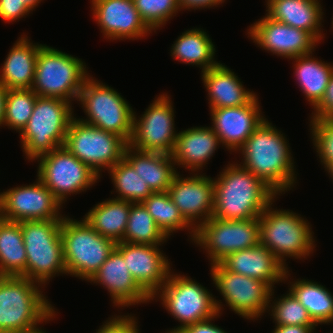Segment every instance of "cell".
I'll use <instances>...</instances> for the list:
<instances>
[{
  "instance_id": "obj_1",
  "label": "cell",
  "mask_w": 333,
  "mask_h": 333,
  "mask_svg": "<svg viewBox=\"0 0 333 333\" xmlns=\"http://www.w3.org/2000/svg\"><path fill=\"white\" fill-rule=\"evenodd\" d=\"M285 138L282 131L265 119L238 150L243 156L240 165L278 195L291 190L297 180L295 162Z\"/></svg>"
},
{
  "instance_id": "obj_2",
  "label": "cell",
  "mask_w": 333,
  "mask_h": 333,
  "mask_svg": "<svg viewBox=\"0 0 333 333\" xmlns=\"http://www.w3.org/2000/svg\"><path fill=\"white\" fill-rule=\"evenodd\" d=\"M214 178L212 217L222 220H246L260 217L278 194L262 179L238 163H229Z\"/></svg>"
},
{
  "instance_id": "obj_3",
  "label": "cell",
  "mask_w": 333,
  "mask_h": 333,
  "mask_svg": "<svg viewBox=\"0 0 333 333\" xmlns=\"http://www.w3.org/2000/svg\"><path fill=\"white\" fill-rule=\"evenodd\" d=\"M23 276H0V333H32L56 316V309L39 288Z\"/></svg>"
},
{
  "instance_id": "obj_4",
  "label": "cell",
  "mask_w": 333,
  "mask_h": 333,
  "mask_svg": "<svg viewBox=\"0 0 333 333\" xmlns=\"http://www.w3.org/2000/svg\"><path fill=\"white\" fill-rule=\"evenodd\" d=\"M72 102L57 97L37 96L27 125L20 132L26 159L38 157L63 146L73 117Z\"/></svg>"
},
{
  "instance_id": "obj_5",
  "label": "cell",
  "mask_w": 333,
  "mask_h": 333,
  "mask_svg": "<svg viewBox=\"0 0 333 333\" xmlns=\"http://www.w3.org/2000/svg\"><path fill=\"white\" fill-rule=\"evenodd\" d=\"M272 204L259 217L260 244L285 267V257L306 259L315 248L314 233L308 220L293 211L272 209Z\"/></svg>"
},
{
  "instance_id": "obj_6",
  "label": "cell",
  "mask_w": 333,
  "mask_h": 333,
  "mask_svg": "<svg viewBox=\"0 0 333 333\" xmlns=\"http://www.w3.org/2000/svg\"><path fill=\"white\" fill-rule=\"evenodd\" d=\"M88 77L82 59L44 44L39 48L31 89L41 97H57L71 102L78 99Z\"/></svg>"
},
{
  "instance_id": "obj_7",
  "label": "cell",
  "mask_w": 333,
  "mask_h": 333,
  "mask_svg": "<svg viewBox=\"0 0 333 333\" xmlns=\"http://www.w3.org/2000/svg\"><path fill=\"white\" fill-rule=\"evenodd\" d=\"M62 220L21 222L26 249V277L45 287L54 276L67 274L61 238Z\"/></svg>"
},
{
  "instance_id": "obj_8",
  "label": "cell",
  "mask_w": 333,
  "mask_h": 333,
  "mask_svg": "<svg viewBox=\"0 0 333 333\" xmlns=\"http://www.w3.org/2000/svg\"><path fill=\"white\" fill-rule=\"evenodd\" d=\"M67 275L88 281L107 260L116 243L97 233L83 218L64 216L61 224Z\"/></svg>"
},
{
  "instance_id": "obj_9",
  "label": "cell",
  "mask_w": 333,
  "mask_h": 333,
  "mask_svg": "<svg viewBox=\"0 0 333 333\" xmlns=\"http://www.w3.org/2000/svg\"><path fill=\"white\" fill-rule=\"evenodd\" d=\"M193 280L170 272L167 281L151 297V300L156 297L160 299L168 313L181 323L172 330H182L187 325L210 319L222 312L221 300L215 299L206 287Z\"/></svg>"
},
{
  "instance_id": "obj_10",
  "label": "cell",
  "mask_w": 333,
  "mask_h": 333,
  "mask_svg": "<svg viewBox=\"0 0 333 333\" xmlns=\"http://www.w3.org/2000/svg\"><path fill=\"white\" fill-rule=\"evenodd\" d=\"M77 101L81 103L86 119H79L102 130L121 136L127 143L133 133L134 110L111 86L89 76L80 90Z\"/></svg>"
},
{
  "instance_id": "obj_11",
  "label": "cell",
  "mask_w": 333,
  "mask_h": 333,
  "mask_svg": "<svg viewBox=\"0 0 333 333\" xmlns=\"http://www.w3.org/2000/svg\"><path fill=\"white\" fill-rule=\"evenodd\" d=\"M128 143L119 135L73 117L63 146L101 176L124 157Z\"/></svg>"
},
{
  "instance_id": "obj_12",
  "label": "cell",
  "mask_w": 333,
  "mask_h": 333,
  "mask_svg": "<svg viewBox=\"0 0 333 333\" xmlns=\"http://www.w3.org/2000/svg\"><path fill=\"white\" fill-rule=\"evenodd\" d=\"M37 159L39 163L37 177L61 204L67 201V196L86 191L101 178L64 146Z\"/></svg>"
},
{
  "instance_id": "obj_13",
  "label": "cell",
  "mask_w": 333,
  "mask_h": 333,
  "mask_svg": "<svg viewBox=\"0 0 333 333\" xmlns=\"http://www.w3.org/2000/svg\"><path fill=\"white\" fill-rule=\"evenodd\" d=\"M194 244L205 249L210 264L228 254L255 247L260 243L259 217L246 220H222L211 217L195 228Z\"/></svg>"
},
{
  "instance_id": "obj_14",
  "label": "cell",
  "mask_w": 333,
  "mask_h": 333,
  "mask_svg": "<svg viewBox=\"0 0 333 333\" xmlns=\"http://www.w3.org/2000/svg\"><path fill=\"white\" fill-rule=\"evenodd\" d=\"M210 274L233 312L248 320L261 318L267 312L273 290L267 283L231 272L220 262L211 264Z\"/></svg>"
},
{
  "instance_id": "obj_15",
  "label": "cell",
  "mask_w": 333,
  "mask_h": 333,
  "mask_svg": "<svg viewBox=\"0 0 333 333\" xmlns=\"http://www.w3.org/2000/svg\"><path fill=\"white\" fill-rule=\"evenodd\" d=\"M166 93L158 96L141 117L134 112L133 133L128 143L134 149L171 155L178 133L174 106Z\"/></svg>"
},
{
  "instance_id": "obj_16",
  "label": "cell",
  "mask_w": 333,
  "mask_h": 333,
  "mask_svg": "<svg viewBox=\"0 0 333 333\" xmlns=\"http://www.w3.org/2000/svg\"><path fill=\"white\" fill-rule=\"evenodd\" d=\"M36 183L1 192V218L12 222L63 220L62 204L39 178Z\"/></svg>"
},
{
  "instance_id": "obj_17",
  "label": "cell",
  "mask_w": 333,
  "mask_h": 333,
  "mask_svg": "<svg viewBox=\"0 0 333 333\" xmlns=\"http://www.w3.org/2000/svg\"><path fill=\"white\" fill-rule=\"evenodd\" d=\"M248 37L260 48L287 59L314 52L319 42L307 31L265 15L248 29Z\"/></svg>"
},
{
  "instance_id": "obj_18",
  "label": "cell",
  "mask_w": 333,
  "mask_h": 333,
  "mask_svg": "<svg viewBox=\"0 0 333 333\" xmlns=\"http://www.w3.org/2000/svg\"><path fill=\"white\" fill-rule=\"evenodd\" d=\"M178 172L168 193L183 217L197 228L212 217L214 210V181L211 177L194 173L181 177ZM196 221V222H195Z\"/></svg>"
},
{
  "instance_id": "obj_19",
  "label": "cell",
  "mask_w": 333,
  "mask_h": 333,
  "mask_svg": "<svg viewBox=\"0 0 333 333\" xmlns=\"http://www.w3.org/2000/svg\"><path fill=\"white\" fill-rule=\"evenodd\" d=\"M161 245L116 243L126 265L137 284L152 297L167 281L171 267Z\"/></svg>"
},
{
  "instance_id": "obj_20",
  "label": "cell",
  "mask_w": 333,
  "mask_h": 333,
  "mask_svg": "<svg viewBox=\"0 0 333 333\" xmlns=\"http://www.w3.org/2000/svg\"><path fill=\"white\" fill-rule=\"evenodd\" d=\"M255 95L246 105L210 109L212 129L226 149L238 151L266 119Z\"/></svg>"
},
{
  "instance_id": "obj_21",
  "label": "cell",
  "mask_w": 333,
  "mask_h": 333,
  "mask_svg": "<svg viewBox=\"0 0 333 333\" xmlns=\"http://www.w3.org/2000/svg\"><path fill=\"white\" fill-rule=\"evenodd\" d=\"M91 3L93 18L107 39L135 40L152 33L139 16L134 0H91Z\"/></svg>"
},
{
  "instance_id": "obj_22",
  "label": "cell",
  "mask_w": 333,
  "mask_h": 333,
  "mask_svg": "<svg viewBox=\"0 0 333 333\" xmlns=\"http://www.w3.org/2000/svg\"><path fill=\"white\" fill-rule=\"evenodd\" d=\"M88 282L107 289L111 301L118 308L151 301V297L133 279L122 253L116 247Z\"/></svg>"
},
{
  "instance_id": "obj_23",
  "label": "cell",
  "mask_w": 333,
  "mask_h": 333,
  "mask_svg": "<svg viewBox=\"0 0 333 333\" xmlns=\"http://www.w3.org/2000/svg\"><path fill=\"white\" fill-rule=\"evenodd\" d=\"M220 263L229 271L274 284L288 280V267H285L264 245L258 244L245 250L228 254Z\"/></svg>"
},
{
  "instance_id": "obj_24",
  "label": "cell",
  "mask_w": 333,
  "mask_h": 333,
  "mask_svg": "<svg viewBox=\"0 0 333 333\" xmlns=\"http://www.w3.org/2000/svg\"><path fill=\"white\" fill-rule=\"evenodd\" d=\"M221 144L212 127H191L179 131L171 154L174 164L192 173L202 170Z\"/></svg>"
},
{
  "instance_id": "obj_25",
  "label": "cell",
  "mask_w": 333,
  "mask_h": 333,
  "mask_svg": "<svg viewBox=\"0 0 333 333\" xmlns=\"http://www.w3.org/2000/svg\"><path fill=\"white\" fill-rule=\"evenodd\" d=\"M201 76L210 109L243 106L256 95L246 90L239 77L222 63L202 72Z\"/></svg>"
},
{
  "instance_id": "obj_26",
  "label": "cell",
  "mask_w": 333,
  "mask_h": 333,
  "mask_svg": "<svg viewBox=\"0 0 333 333\" xmlns=\"http://www.w3.org/2000/svg\"><path fill=\"white\" fill-rule=\"evenodd\" d=\"M266 6V15L271 19L305 30L318 42L323 40L324 12L319 0H272Z\"/></svg>"
},
{
  "instance_id": "obj_27",
  "label": "cell",
  "mask_w": 333,
  "mask_h": 333,
  "mask_svg": "<svg viewBox=\"0 0 333 333\" xmlns=\"http://www.w3.org/2000/svg\"><path fill=\"white\" fill-rule=\"evenodd\" d=\"M41 46L42 44L30 42L27 35L20 36L5 58L0 70V83L7 89L32 88Z\"/></svg>"
},
{
  "instance_id": "obj_28",
  "label": "cell",
  "mask_w": 333,
  "mask_h": 333,
  "mask_svg": "<svg viewBox=\"0 0 333 333\" xmlns=\"http://www.w3.org/2000/svg\"><path fill=\"white\" fill-rule=\"evenodd\" d=\"M124 158L152 192L168 191L174 176L178 173L171 155L139 151L127 145Z\"/></svg>"
},
{
  "instance_id": "obj_29",
  "label": "cell",
  "mask_w": 333,
  "mask_h": 333,
  "mask_svg": "<svg viewBox=\"0 0 333 333\" xmlns=\"http://www.w3.org/2000/svg\"><path fill=\"white\" fill-rule=\"evenodd\" d=\"M130 207L129 201L112 197L96 204L83 218L97 233L119 243L127 228Z\"/></svg>"
},
{
  "instance_id": "obj_30",
  "label": "cell",
  "mask_w": 333,
  "mask_h": 333,
  "mask_svg": "<svg viewBox=\"0 0 333 333\" xmlns=\"http://www.w3.org/2000/svg\"><path fill=\"white\" fill-rule=\"evenodd\" d=\"M174 60L182 63L196 65L202 68L201 72L216 67L219 63L215 61V45L203 29H189L178 37L171 49Z\"/></svg>"
},
{
  "instance_id": "obj_31",
  "label": "cell",
  "mask_w": 333,
  "mask_h": 333,
  "mask_svg": "<svg viewBox=\"0 0 333 333\" xmlns=\"http://www.w3.org/2000/svg\"><path fill=\"white\" fill-rule=\"evenodd\" d=\"M313 52L291 58L294 61V75L306 100L314 108L323 98L329 79L333 74V65L312 57Z\"/></svg>"
},
{
  "instance_id": "obj_32",
  "label": "cell",
  "mask_w": 333,
  "mask_h": 333,
  "mask_svg": "<svg viewBox=\"0 0 333 333\" xmlns=\"http://www.w3.org/2000/svg\"><path fill=\"white\" fill-rule=\"evenodd\" d=\"M26 261L21 222L0 218V276L26 277Z\"/></svg>"
},
{
  "instance_id": "obj_33",
  "label": "cell",
  "mask_w": 333,
  "mask_h": 333,
  "mask_svg": "<svg viewBox=\"0 0 333 333\" xmlns=\"http://www.w3.org/2000/svg\"><path fill=\"white\" fill-rule=\"evenodd\" d=\"M289 283V291L307 309L316 325L333 324V295L327 288L306 279Z\"/></svg>"
},
{
  "instance_id": "obj_34",
  "label": "cell",
  "mask_w": 333,
  "mask_h": 333,
  "mask_svg": "<svg viewBox=\"0 0 333 333\" xmlns=\"http://www.w3.org/2000/svg\"><path fill=\"white\" fill-rule=\"evenodd\" d=\"M149 214L161 231L169 238L177 230L190 229L191 240L195 236V228L183 217L180 210L173 203L168 191L153 192L143 202ZM172 233V234H171Z\"/></svg>"
},
{
  "instance_id": "obj_35",
  "label": "cell",
  "mask_w": 333,
  "mask_h": 333,
  "mask_svg": "<svg viewBox=\"0 0 333 333\" xmlns=\"http://www.w3.org/2000/svg\"><path fill=\"white\" fill-rule=\"evenodd\" d=\"M168 237L161 231L143 203H131L122 242L162 245Z\"/></svg>"
},
{
  "instance_id": "obj_36",
  "label": "cell",
  "mask_w": 333,
  "mask_h": 333,
  "mask_svg": "<svg viewBox=\"0 0 333 333\" xmlns=\"http://www.w3.org/2000/svg\"><path fill=\"white\" fill-rule=\"evenodd\" d=\"M108 172L118 194L116 199L130 203H142L153 193L124 157Z\"/></svg>"
},
{
  "instance_id": "obj_37",
  "label": "cell",
  "mask_w": 333,
  "mask_h": 333,
  "mask_svg": "<svg viewBox=\"0 0 333 333\" xmlns=\"http://www.w3.org/2000/svg\"><path fill=\"white\" fill-rule=\"evenodd\" d=\"M37 96L31 88L8 89L3 126L20 133L32 115Z\"/></svg>"
},
{
  "instance_id": "obj_38",
  "label": "cell",
  "mask_w": 333,
  "mask_h": 333,
  "mask_svg": "<svg viewBox=\"0 0 333 333\" xmlns=\"http://www.w3.org/2000/svg\"><path fill=\"white\" fill-rule=\"evenodd\" d=\"M273 295L274 289L271 292L267 312L270 311L275 325L317 326L309 316L307 309L290 291L271 303Z\"/></svg>"
},
{
  "instance_id": "obj_39",
  "label": "cell",
  "mask_w": 333,
  "mask_h": 333,
  "mask_svg": "<svg viewBox=\"0 0 333 333\" xmlns=\"http://www.w3.org/2000/svg\"><path fill=\"white\" fill-rule=\"evenodd\" d=\"M134 3L139 16L152 32L181 11L178 0H134Z\"/></svg>"
},
{
  "instance_id": "obj_40",
  "label": "cell",
  "mask_w": 333,
  "mask_h": 333,
  "mask_svg": "<svg viewBox=\"0 0 333 333\" xmlns=\"http://www.w3.org/2000/svg\"><path fill=\"white\" fill-rule=\"evenodd\" d=\"M311 139L327 172L333 168V119L310 120Z\"/></svg>"
},
{
  "instance_id": "obj_41",
  "label": "cell",
  "mask_w": 333,
  "mask_h": 333,
  "mask_svg": "<svg viewBox=\"0 0 333 333\" xmlns=\"http://www.w3.org/2000/svg\"><path fill=\"white\" fill-rule=\"evenodd\" d=\"M133 315H118L109 318L96 333H140Z\"/></svg>"
},
{
  "instance_id": "obj_42",
  "label": "cell",
  "mask_w": 333,
  "mask_h": 333,
  "mask_svg": "<svg viewBox=\"0 0 333 333\" xmlns=\"http://www.w3.org/2000/svg\"><path fill=\"white\" fill-rule=\"evenodd\" d=\"M30 12L21 0H0V17L4 22H16Z\"/></svg>"
},
{
  "instance_id": "obj_43",
  "label": "cell",
  "mask_w": 333,
  "mask_h": 333,
  "mask_svg": "<svg viewBox=\"0 0 333 333\" xmlns=\"http://www.w3.org/2000/svg\"><path fill=\"white\" fill-rule=\"evenodd\" d=\"M313 110L310 120L333 119V74L329 79L323 98Z\"/></svg>"
},
{
  "instance_id": "obj_44",
  "label": "cell",
  "mask_w": 333,
  "mask_h": 333,
  "mask_svg": "<svg viewBox=\"0 0 333 333\" xmlns=\"http://www.w3.org/2000/svg\"><path fill=\"white\" fill-rule=\"evenodd\" d=\"M218 316H221L220 313L210 319L187 325L182 331L184 333H227L222 328L212 323L213 319Z\"/></svg>"
},
{
  "instance_id": "obj_45",
  "label": "cell",
  "mask_w": 333,
  "mask_h": 333,
  "mask_svg": "<svg viewBox=\"0 0 333 333\" xmlns=\"http://www.w3.org/2000/svg\"><path fill=\"white\" fill-rule=\"evenodd\" d=\"M182 10L212 8L225 2V0H178Z\"/></svg>"
},
{
  "instance_id": "obj_46",
  "label": "cell",
  "mask_w": 333,
  "mask_h": 333,
  "mask_svg": "<svg viewBox=\"0 0 333 333\" xmlns=\"http://www.w3.org/2000/svg\"><path fill=\"white\" fill-rule=\"evenodd\" d=\"M316 326L276 325L272 333H312Z\"/></svg>"
},
{
  "instance_id": "obj_47",
  "label": "cell",
  "mask_w": 333,
  "mask_h": 333,
  "mask_svg": "<svg viewBox=\"0 0 333 333\" xmlns=\"http://www.w3.org/2000/svg\"><path fill=\"white\" fill-rule=\"evenodd\" d=\"M8 89L0 83V126L2 127L5 117L6 96Z\"/></svg>"
},
{
  "instance_id": "obj_48",
  "label": "cell",
  "mask_w": 333,
  "mask_h": 333,
  "mask_svg": "<svg viewBox=\"0 0 333 333\" xmlns=\"http://www.w3.org/2000/svg\"><path fill=\"white\" fill-rule=\"evenodd\" d=\"M41 1L42 0H21L30 11H33Z\"/></svg>"
},
{
  "instance_id": "obj_49",
  "label": "cell",
  "mask_w": 333,
  "mask_h": 333,
  "mask_svg": "<svg viewBox=\"0 0 333 333\" xmlns=\"http://www.w3.org/2000/svg\"><path fill=\"white\" fill-rule=\"evenodd\" d=\"M167 333H184L182 330H169Z\"/></svg>"
},
{
  "instance_id": "obj_50",
  "label": "cell",
  "mask_w": 333,
  "mask_h": 333,
  "mask_svg": "<svg viewBox=\"0 0 333 333\" xmlns=\"http://www.w3.org/2000/svg\"><path fill=\"white\" fill-rule=\"evenodd\" d=\"M328 174L330 175V177H332L331 179L333 180V168L328 172Z\"/></svg>"
},
{
  "instance_id": "obj_51",
  "label": "cell",
  "mask_w": 333,
  "mask_h": 333,
  "mask_svg": "<svg viewBox=\"0 0 333 333\" xmlns=\"http://www.w3.org/2000/svg\"><path fill=\"white\" fill-rule=\"evenodd\" d=\"M44 329H40L38 331L32 332V333H46V331H43Z\"/></svg>"
},
{
  "instance_id": "obj_52",
  "label": "cell",
  "mask_w": 333,
  "mask_h": 333,
  "mask_svg": "<svg viewBox=\"0 0 333 333\" xmlns=\"http://www.w3.org/2000/svg\"><path fill=\"white\" fill-rule=\"evenodd\" d=\"M0 218H1V193H0Z\"/></svg>"
}]
</instances>
